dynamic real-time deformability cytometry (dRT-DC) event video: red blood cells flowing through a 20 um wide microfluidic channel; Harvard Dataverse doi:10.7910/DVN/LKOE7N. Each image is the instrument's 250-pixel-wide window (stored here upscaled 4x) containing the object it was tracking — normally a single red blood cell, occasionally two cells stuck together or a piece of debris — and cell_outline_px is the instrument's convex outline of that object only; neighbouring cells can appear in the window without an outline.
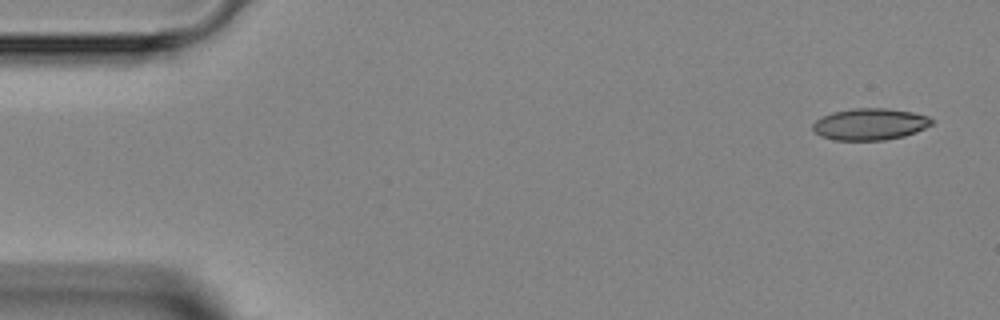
{"species": "Egyptian fruit bat (a non-hibernating species)", "species_latin": "Rousettus aegyptiacus", "temperature_condition": "room temperature", "stored_images_in_passage": 4, "camera_frame_rate_fps": 3000, "um_per_image_px": 0.085, "animal": {"sex": "female"}, "frame": {"image": 1, "passage_image": 1, "time_ms": 0.0, "image_size_px": [1000, 320], "cell_outline_px": [[936, 120], [932, 124], [916, 132], [904, 136], [884, 140], [832, 140], [820, 136], [812, 128], [812, 124], [820, 116], [832, 112], [852, 108], [888, 108], [912, 112], [928, 116]], "centroid_in_image_um": [73.94, 10.55], "position_along_channel_um": 11.1, "area_um2": 22.2}}
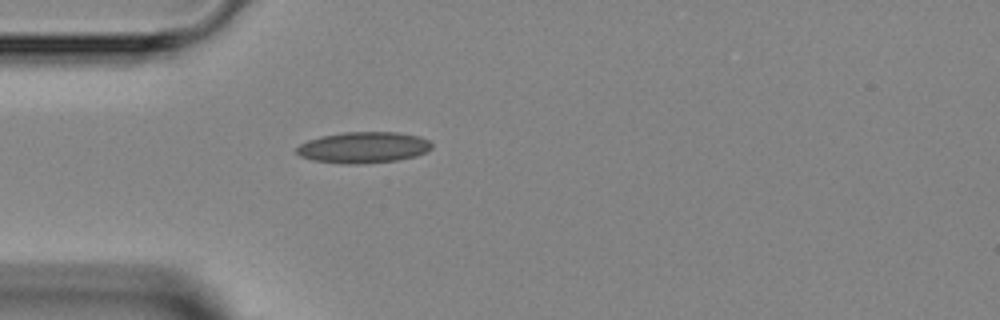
{"frame": {"image": 2, "passage_image": 4, "time_ms": 3.667, "image_size_px": [1000, 320], "cell_outline_px": [[432, 148], [416, 156], [396, 160], [356, 164], [348, 164], [312, 160], [300, 156], [296, 152], [296, 148], [300, 144], [308, 140], [320, 136], [344, 132], [396, 132], [420, 136], [428, 140], [432, 144]], "centroid_in_image_um": [30.88, 12.52], "position_along_channel_um": 54.1, "area_um2": 24.45}}